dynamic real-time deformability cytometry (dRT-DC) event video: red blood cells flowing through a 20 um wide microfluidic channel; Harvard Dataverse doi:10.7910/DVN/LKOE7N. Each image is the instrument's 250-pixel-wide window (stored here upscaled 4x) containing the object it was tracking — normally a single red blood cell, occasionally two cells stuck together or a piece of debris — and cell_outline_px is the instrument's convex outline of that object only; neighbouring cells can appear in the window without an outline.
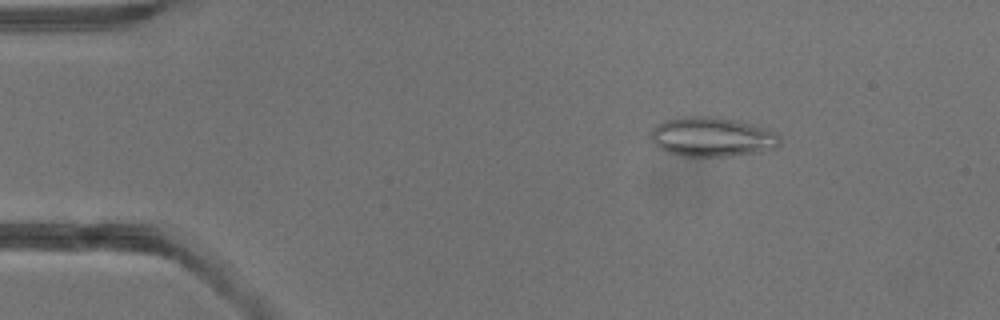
{"species": "common noctule bat (a hibernating species)", "species_latin": "Nyctalus noctula", "temperature_condition": "warm", "stored_images_in_passage": 39, "camera_frame_rate_fps": 3000, "um_per_image_px": 0.085, "animal": {"sex": "male", "body_mass_g": 13.3}, "frame": {"image": 1, "passage_image": 6, "time_ms": 1.667, "image_size_px": [1000, 320], "cell_outline_px": [[780, 144], [776, 148], [760, 152], [732, 156], [684, 156], [668, 152], [660, 148], [652, 140], [652, 128], [656, 124], [664, 120], [676, 116], [716, 116], [752, 124], [768, 128], [776, 132], [780, 136]], "centroid_in_image_um": [60.56, 11.62], "position_along_channel_um": 24.4, "area_um2": 30.0}}
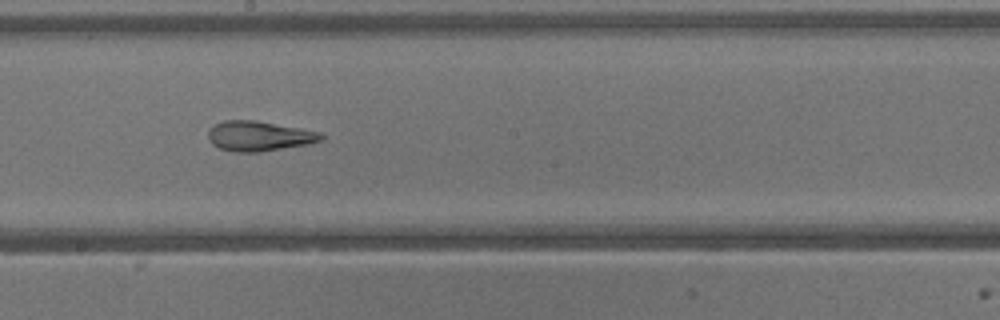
{"frame": {"image": 2, "passage_image": 22, "time_ms": 7.0, "image_size_px": [1000, 320], "cell_outline_px": [[324, 140], [308, 144], [260, 152], [232, 152], [220, 148], [212, 144], [208, 140], [208, 128], [212, 124], [224, 120], [256, 120], [320, 132], [324, 136]], "centroid_in_image_um": [21.98, 11.56], "position_along_channel_um": 226.2, "area_um2": 19.94}}
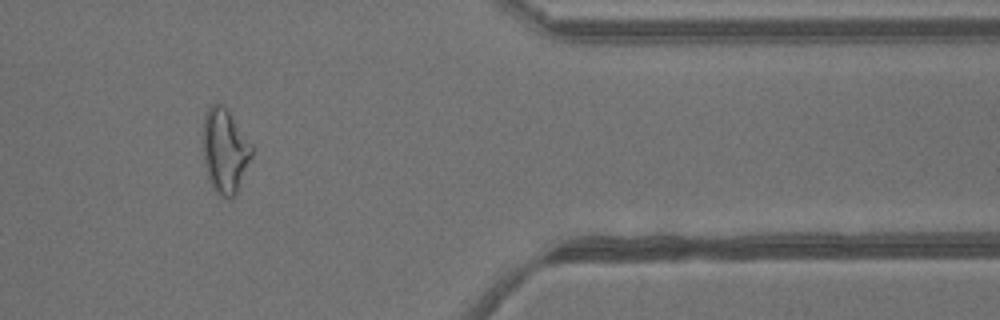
{"frame": {"image": 3, "passage_image": 33, "time_ms": 10.667, "image_size_px": [1000, 320], "cell_outline_px": [[252, 156], [236, 192], [228, 200], [224, 200], [212, 188], [208, 180], [204, 160], [204, 116], [208, 108], [212, 104], [220, 104], [228, 112], [252, 144]], "centroid_in_image_um": [19.11, 12.87], "position_along_channel_um": 392.3, "area_um2": 23.52}}